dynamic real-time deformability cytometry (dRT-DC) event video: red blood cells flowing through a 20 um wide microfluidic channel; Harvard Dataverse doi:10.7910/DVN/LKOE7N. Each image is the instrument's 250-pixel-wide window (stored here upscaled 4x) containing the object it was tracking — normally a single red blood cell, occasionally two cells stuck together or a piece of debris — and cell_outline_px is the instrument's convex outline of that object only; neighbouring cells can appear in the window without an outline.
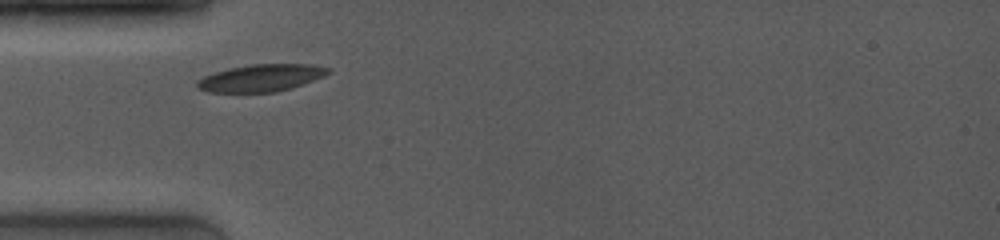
{"species": "common noctule bat (a hibernating species)", "species_latin": "Nyctalus noctula", "temperature_condition": "room temperature", "stored_images_in_passage": 38, "camera_frame_rate_fps": 4000, "um_per_image_px": 0.085, "animal": {"sex": "female", "body_mass_g": 19.0, "forearm_length_mm": 53.3}, "frame": {"image": 1, "passage_image": 1, "time_ms": 0.0, "image_size_px": [1000, 240], "cell_outline_px": [[332, 72], [324, 76], [304, 84], [292, 88], [276, 92], [208, 92], [196, 88], [196, 80], [204, 76], [216, 72], [232, 68], [252, 64], [308, 64], [332, 68]], "centroid_in_image_um": [22.22, 6.63], "position_along_channel_um": 62.8, "area_um2": 20.81}}
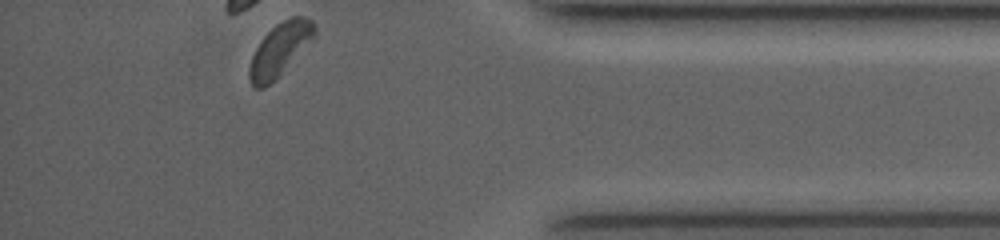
{"frame": {"image": 2, "passage_image": 38, "time_ms": 9.25, "image_size_px": [1000, 240], "cell_outline_px": [[316, 36], [264, 88], [256, 88], [252, 84], [248, 76], [248, 68], [252, 56], [260, 40], [276, 24], [292, 16], [304, 16], [312, 20], [316, 28]], "centroid_in_image_um": [23.78, 4.15], "position_along_channel_um": 411.4, "area_um2": 19.48}, "authors_computed_cell_mechanics": {"area_um2": 20.808, "velocity_mm_per_s": 3.9583, "shape_relaxation_time_tau1_ms": 2.4255, "shape_relaxation_time_tau2_ms": null, "deformation_change_tau1": 0.0555, "deformation_change_tau2": null}}